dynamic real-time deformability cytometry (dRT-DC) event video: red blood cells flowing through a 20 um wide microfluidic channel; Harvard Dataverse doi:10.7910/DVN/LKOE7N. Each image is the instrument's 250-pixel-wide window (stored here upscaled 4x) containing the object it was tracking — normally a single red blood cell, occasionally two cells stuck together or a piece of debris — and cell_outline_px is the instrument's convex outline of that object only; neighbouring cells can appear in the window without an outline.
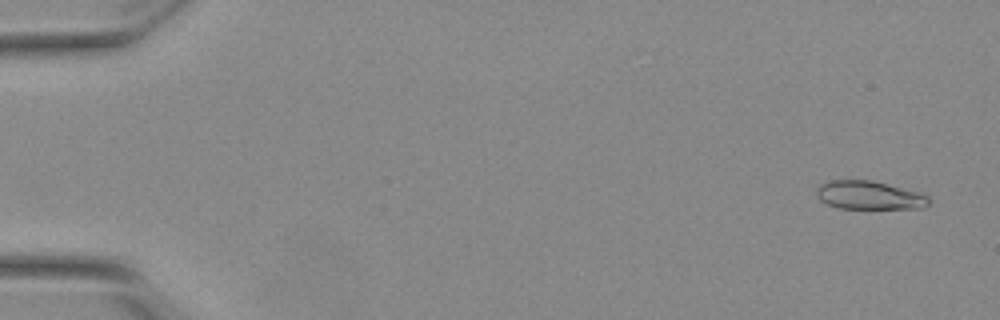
{"species": "Egyptian fruit bat (a non-hibernating species)", "species_latin": "Rousettus aegyptiacus", "temperature_condition": "warm", "stored_images_in_passage": 54, "camera_frame_rate_fps": 3000, "um_per_image_px": 0.085, "animal": {"sex": "female"}, "frame": {"image": 1, "passage_image": 3, "time_ms": 0.667, "image_size_px": [1000, 320], "cell_outline_px": [[928, 204], [924, 208], [840, 208], [828, 204], [820, 200], [816, 196], [816, 188], [820, 184], [828, 180], [872, 180], [888, 184], [916, 192], [928, 196]], "centroid_in_image_um": [73.82, 16.59], "position_along_channel_um": 11.2, "area_um2": 18.44}}
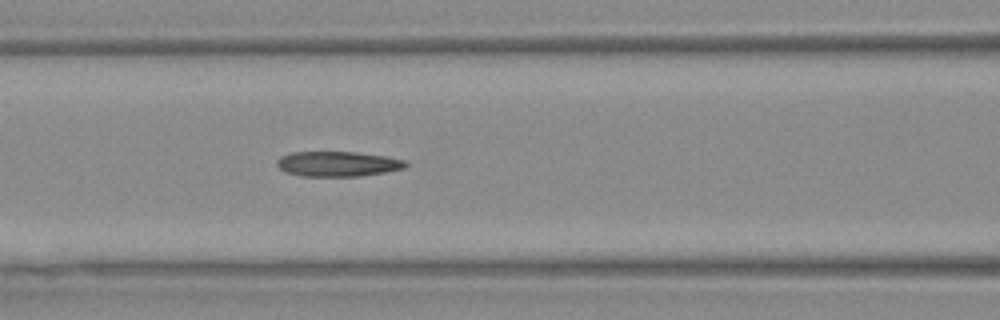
{"frame": {"image": 2, "passage_image": 24, "time_ms": 7.667, "image_size_px": [1000, 320], "cell_outline_px": [[408, 164], [404, 168], [384, 172], [360, 176], [300, 176], [288, 172], [280, 168], [276, 164], [276, 160], [280, 156], [292, 152], [356, 152], [384, 156], [404, 160]], "centroid_in_image_um": [28.68, 13.93], "position_along_channel_um": 137.9, "area_um2": 18.67}}
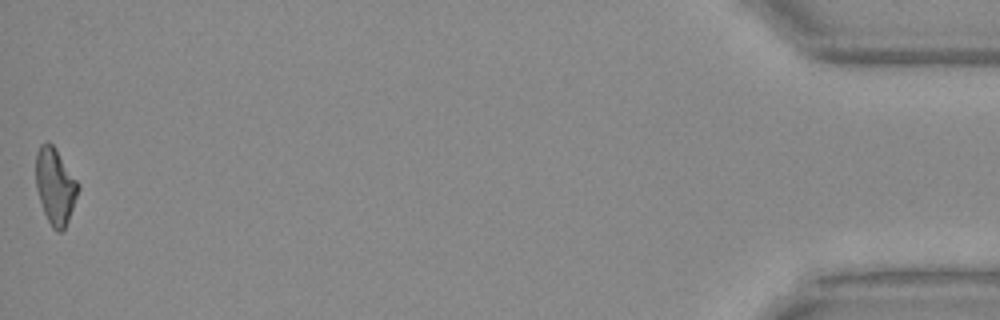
{"frame": {"image": 3, "passage_image": 54, "time_ms": 17.667, "image_size_px": [1000, 320], "cell_outline_px": [[80, 188], [68, 220], [64, 228], [60, 232], [56, 232], [52, 228], [44, 212], [36, 188], [36, 152], [40, 144], [48, 140], [56, 148], [80, 184]], "centroid_in_image_um": [4.7, 15.78], "position_along_channel_um": 430.5, "area_um2": 18.84}, "authors_computed_cell_mechanics": {"area_um2": 18.8717, "velocity_mm_per_s": 3.8587, "shape_relaxation_time_tau1_ms": null, "shape_relaxation_time_tau2_ms": 4.3277, "deformation_change_tau1": null, "deformation_change_tau2": 0.1483}}